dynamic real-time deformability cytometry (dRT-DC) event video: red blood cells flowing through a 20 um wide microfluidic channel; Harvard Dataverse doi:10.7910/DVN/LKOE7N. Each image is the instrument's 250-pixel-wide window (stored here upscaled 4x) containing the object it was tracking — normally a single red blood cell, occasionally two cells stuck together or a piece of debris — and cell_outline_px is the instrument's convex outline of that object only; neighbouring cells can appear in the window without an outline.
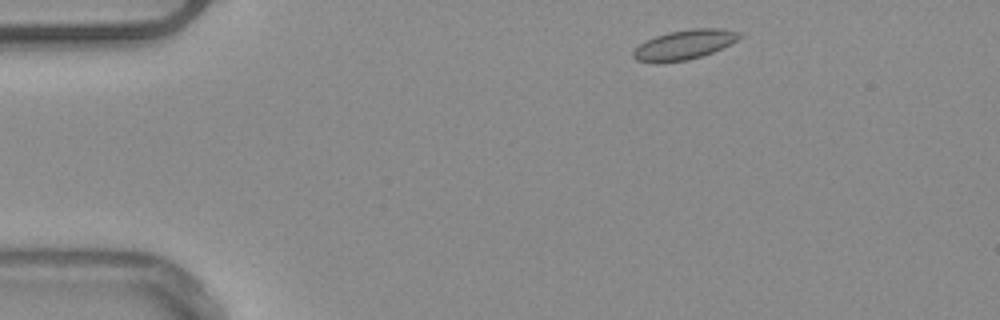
{"species": "common noctule bat (a hibernating species)", "species_latin": "Nyctalus noctula", "temperature_condition": "warm", "stored_images_in_passage": 46, "camera_frame_rate_fps": 3000, "um_per_image_px": 0.085, "animal": {"sex": "male", "body_mass_g": 20.4}, "frame": {"image": 1, "passage_image": 2, "time_ms": 0.333, "image_size_px": [1000, 320], "cell_outline_px": [[740, 36], [736, 40], [712, 52], [688, 60], [656, 64], [636, 60], [632, 56], [632, 52], [640, 44], [656, 36], [668, 32], [692, 28], [720, 28], [740, 32]], "centroid_in_image_um": [58.11, 3.81], "position_along_channel_um": 26.9, "area_um2": 18.21}}
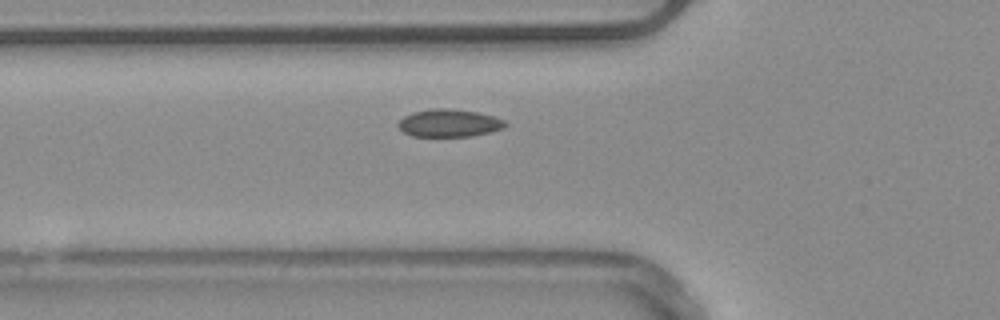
{"frame": {"image": 2, "passage_image": 12, "time_ms": 3.667, "image_size_px": [1000, 320], "cell_outline_px": [[508, 124], [504, 128], [492, 132], [472, 136], [412, 136], [404, 132], [396, 124], [404, 116], [412, 112], [432, 108], [448, 108], [476, 112], [492, 116], [504, 120]], "centroid_in_image_um": [38.18, 10.46], "position_along_channel_um": 87.6, "area_um2": 17.28}}